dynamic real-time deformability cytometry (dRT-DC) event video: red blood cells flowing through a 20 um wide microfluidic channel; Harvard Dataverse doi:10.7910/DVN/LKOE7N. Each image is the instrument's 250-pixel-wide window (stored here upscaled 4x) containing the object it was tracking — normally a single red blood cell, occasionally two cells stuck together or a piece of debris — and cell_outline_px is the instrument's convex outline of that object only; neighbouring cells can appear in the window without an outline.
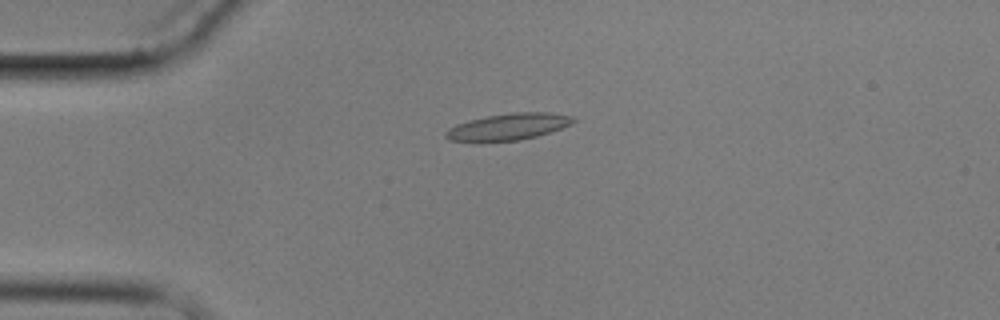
{"species": "common noctule bat (a hibernating species)", "species_latin": "Nyctalus noctula", "temperature_condition": "cold", "stored_images_in_passage": 2, "camera_frame_rate_fps": 3000, "um_per_image_px": 0.085, "animal": {"sex": "male", "body_mass_g": 17.9}, "frame": {"image": 1, "passage_image": 1, "time_ms": 0.0, "image_size_px": [1000, 320], "cell_outline_px": [[576, 120], [572, 124], [536, 136], [520, 140], [448, 140], [444, 136], [444, 132], [448, 128], [456, 124], [468, 120], [488, 116], [512, 112], [552, 112], [572, 116]], "centroid_in_image_um": [43.22, 10.74], "position_along_channel_um": 41.8, "area_um2": 19.42}}